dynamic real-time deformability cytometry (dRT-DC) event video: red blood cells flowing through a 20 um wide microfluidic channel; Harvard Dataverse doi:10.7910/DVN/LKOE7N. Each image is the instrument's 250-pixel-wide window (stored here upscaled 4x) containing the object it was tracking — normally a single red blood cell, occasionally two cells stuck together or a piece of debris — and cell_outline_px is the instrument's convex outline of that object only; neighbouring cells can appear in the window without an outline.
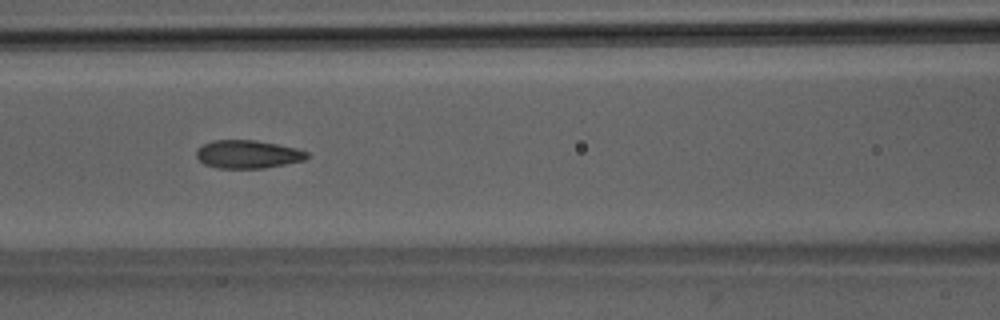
{"species": "Egyptian fruit bat (a non-hibernating species)", "species_latin": "Rousettus aegyptiacus", "temperature_condition": "room temperature", "stored_images_in_passage": 52, "segment_of_instrument_passage": [1, 2], "camera_frame_rate_fps": 3000, "um_per_image_px": 0.085, "animal": {"sex": "male"}, "frame": {"image": 1, "passage_image": 23, "time_ms": 7.333, "image_size_px": [1000, 320], "cell_outline_px": [[308, 156], [304, 160], [264, 168], [216, 168], [204, 164], [196, 156], [196, 148], [212, 140], [256, 140], [296, 148], [308, 152]], "centroid_in_image_um": [21.02, 13.11], "position_along_channel_um": 145.6, "area_um2": 18.09}}
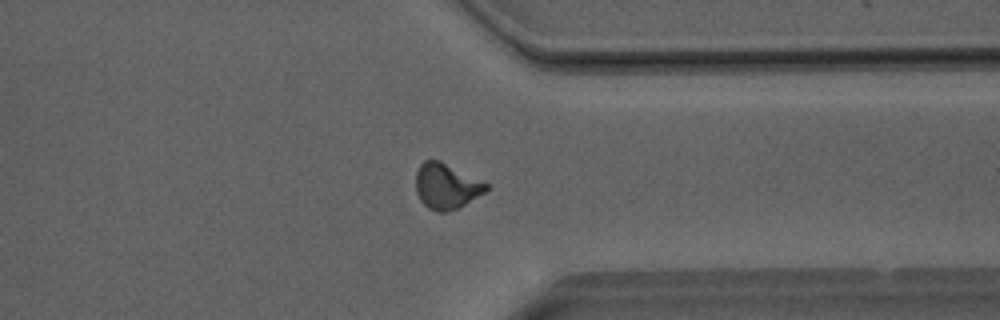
{"frame": {"image": 2, "passage_image": 40, "time_ms": 13.0, "image_size_px": [1000, 320], "cell_outline_px": [[488, 188], [484, 192], [460, 208], [444, 212], [440, 212], [428, 208], [420, 200], [416, 192], [416, 172], [420, 164], [424, 160], [440, 160], [488, 184]], "centroid_in_image_um": [37.91, 15.83], "position_along_channel_um": 373.5, "area_um2": 18.55}}
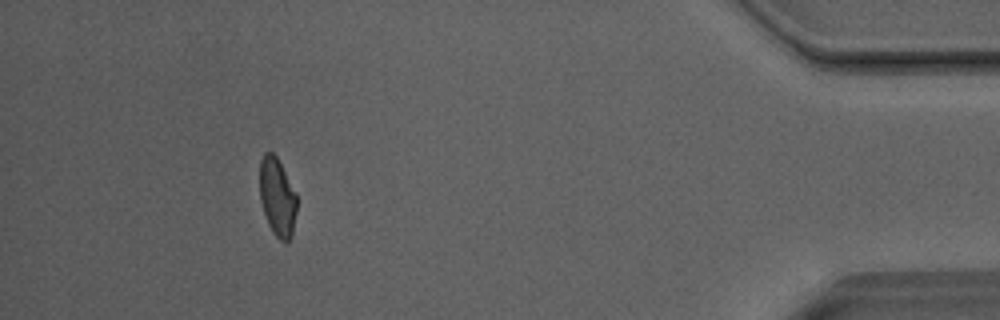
{"frame": {"image": 3, "passage_image": 47, "time_ms": 15.333, "image_size_px": [1000, 320], "cell_outline_px": [[296, 212], [292, 236], [284, 244], [272, 232], [268, 224], [260, 200], [260, 160], [264, 152], [272, 152], [276, 156], [296, 192]], "centroid_in_image_um": [23.57, 16.77], "position_along_channel_um": 411.6, "area_um2": 16.94}}